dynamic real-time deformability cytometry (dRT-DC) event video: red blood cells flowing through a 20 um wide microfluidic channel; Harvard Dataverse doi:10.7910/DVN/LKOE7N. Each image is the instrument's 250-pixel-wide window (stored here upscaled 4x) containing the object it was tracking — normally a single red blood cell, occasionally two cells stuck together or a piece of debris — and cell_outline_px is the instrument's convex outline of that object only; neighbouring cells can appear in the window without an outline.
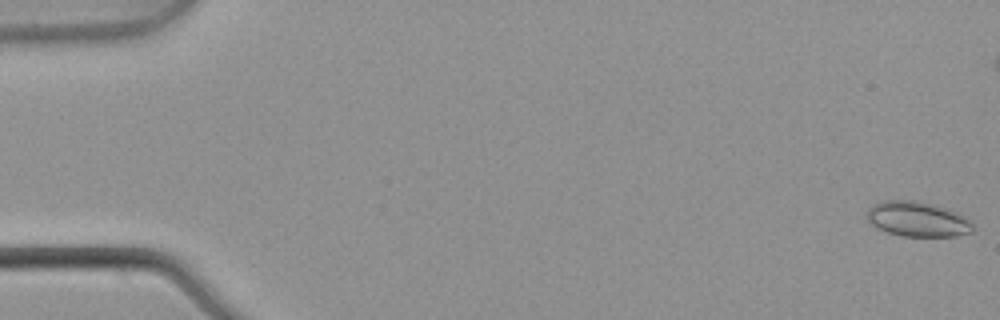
{"species": "common noctule bat (a hibernating species)", "species_latin": "Nyctalus noctula", "temperature_condition": "warm", "stored_images_in_passage": 7, "camera_frame_rate_fps": 3000, "um_per_image_px": 0.085, "animal": {"sex": "male", "body_mass_g": 21.5, "forearm_length_mm": 52.0}, "frame": {"image": 1, "passage_image": 1, "time_ms": 0.0, "image_size_px": [1000, 320], "cell_outline_px": [[972, 232], [956, 236], [904, 236], [888, 232], [876, 228], [868, 220], [868, 208], [872, 204], [884, 200], [916, 200], [944, 208], [964, 216], [972, 224]], "centroid_in_image_um": [77.95, 18.62], "position_along_channel_um": 7.1, "area_um2": 21.33}}
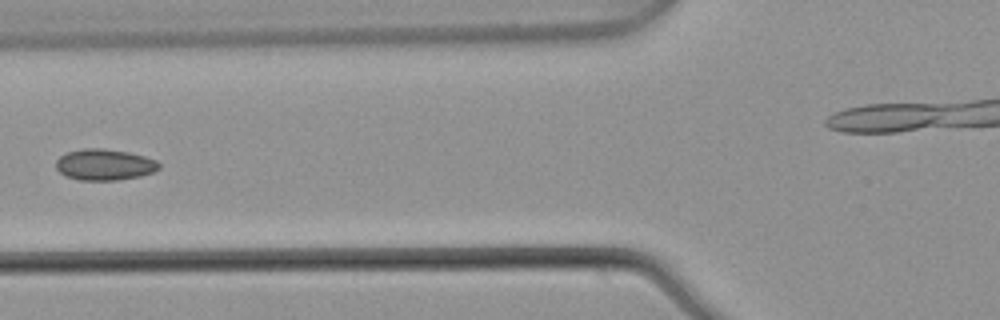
{"frame": {"image": 2, "passage_image": 6, "time_ms": 1.667, "image_size_px": [1000, 320], "cell_outline_px": [[160, 168], [152, 172], [140, 176], [116, 180], [80, 180], [64, 176], [56, 168], [56, 160], [60, 156], [68, 152], [84, 148], [104, 148], [128, 152], [144, 156], [156, 160], [160, 164]], "centroid_in_image_um": [8.87, 13.99], "position_along_channel_um": 116.9, "area_um2": 18.73}}
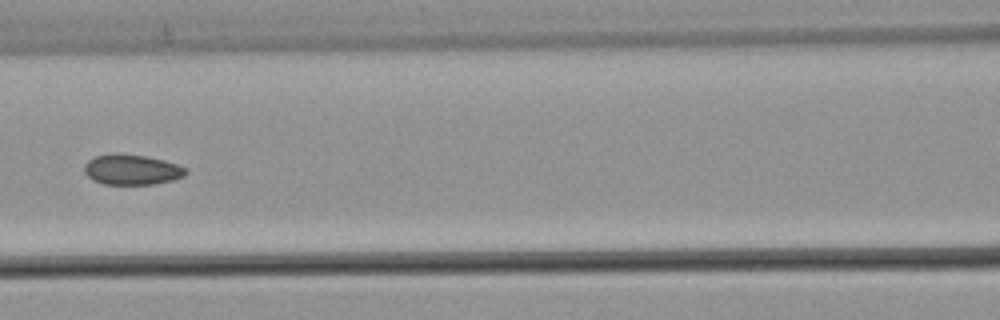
{"frame": {"image": 3, "passage_image": 7, "time_ms": 2.0, "image_size_px": [1000, 320], "cell_outline_px": [[188, 172], [184, 176], [172, 180], [152, 184], [104, 184], [92, 180], [84, 172], [84, 164], [88, 160], [96, 156], [116, 152], [144, 156], [164, 160], [188, 168]], "centroid_in_image_um": [11.19, 14.41], "position_along_channel_um": 155.4, "area_um2": 18.03}}